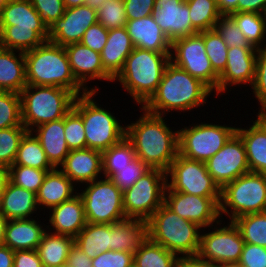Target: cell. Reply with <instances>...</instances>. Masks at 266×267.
Instances as JSON below:
<instances>
[{
    "instance_id": "obj_1",
    "label": "cell",
    "mask_w": 266,
    "mask_h": 267,
    "mask_svg": "<svg viewBox=\"0 0 266 267\" xmlns=\"http://www.w3.org/2000/svg\"><path fill=\"white\" fill-rule=\"evenodd\" d=\"M139 108L143 114L126 126L125 138L132 144L136 157L150 169L167 172L179 153L178 128L172 130L165 116Z\"/></svg>"
},
{
    "instance_id": "obj_2",
    "label": "cell",
    "mask_w": 266,
    "mask_h": 267,
    "mask_svg": "<svg viewBox=\"0 0 266 267\" xmlns=\"http://www.w3.org/2000/svg\"><path fill=\"white\" fill-rule=\"evenodd\" d=\"M211 95H214L213 92L199 79L169 62L157 90L142 108L167 118L172 111L184 113L201 105L204 107Z\"/></svg>"
},
{
    "instance_id": "obj_3",
    "label": "cell",
    "mask_w": 266,
    "mask_h": 267,
    "mask_svg": "<svg viewBox=\"0 0 266 267\" xmlns=\"http://www.w3.org/2000/svg\"><path fill=\"white\" fill-rule=\"evenodd\" d=\"M24 55L27 85L65 88L76 96L88 93L76 80L65 47L46 41Z\"/></svg>"
},
{
    "instance_id": "obj_4",
    "label": "cell",
    "mask_w": 266,
    "mask_h": 267,
    "mask_svg": "<svg viewBox=\"0 0 266 267\" xmlns=\"http://www.w3.org/2000/svg\"><path fill=\"white\" fill-rule=\"evenodd\" d=\"M48 41V27L30 0H11L0 11V46L27 52Z\"/></svg>"
},
{
    "instance_id": "obj_5",
    "label": "cell",
    "mask_w": 266,
    "mask_h": 267,
    "mask_svg": "<svg viewBox=\"0 0 266 267\" xmlns=\"http://www.w3.org/2000/svg\"><path fill=\"white\" fill-rule=\"evenodd\" d=\"M169 62L170 53L134 47L113 82H119L120 87L128 92L137 106H143L157 90Z\"/></svg>"
},
{
    "instance_id": "obj_6",
    "label": "cell",
    "mask_w": 266,
    "mask_h": 267,
    "mask_svg": "<svg viewBox=\"0 0 266 267\" xmlns=\"http://www.w3.org/2000/svg\"><path fill=\"white\" fill-rule=\"evenodd\" d=\"M148 238L180 257L197 256L202 228L164 203L147 220ZM181 255V256H180Z\"/></svg>"
},
{
    "instance_id": "obj_7",
    "label": "cell",
    "mask_w": 266,
    "mask_h": 267,
    "mask_svg": "<svg viewBox=\"0 0 266 267\" xmlns=\"http://www.w3.org/2000/svg\"><path fill=\"white\" fill-rule=\"evenodd\" d=\"M20 96L22 123L28 131L65 117L77 97L65 88L45 85H26Z\"/></svg>"
},
{
    "instance_id": "obj_8",
    "label": "cell",
    "mask_w": 266,
    "mask_h": 267,
    "mask_svg": "<svg viewBox=\"0 0 266 267\" xmlns=\"http://www.w3.org/2000/svg\"><path fill=\"white\" fill-rule=\"evenodd\" d=\"M96 94L98 92L77 96L73 108L82 117L87 148L103 153L125 138L127 124L123 125L115 113L99 106L95 100Z\"/></svg>"
},
{
    "instance_id": "obj_9",
    "label": "cell",
    "mask_w": 266,
    "mask_h": 267,
    "mask_svg": "<svg viewBox=\"0 0 266 267\" xmlns=\"http://www.w3.org/2000/svg\"><path fill=\"white\" fill-rule=\"evenodd\" d=\"M266 212V174L249 172L221 189L219 214L229 221L250 214Z\"/></svg>"
},
{
    "instance_id": "obj_10",
    "label": "cell",
    "mask_w": 266,
    "mask_h": 267,
    "mask_svg": "<svg viewBox=\"0 0 266 267\" xmlns=\"http://www.w3.org/2000/svg\"><path fill=\"white\" fill-rule=\"evenodd\" d=\"M178 129L179 154L192 160L206 162L236 133V125L201 122Z\"/></svg>"
},
{
    "instance_id": "obj_11",
    "label": "cell",
    "mask_w": 266,
    "mask_h": 267,
    "mask_svg": "<svg viewBox=\"0 0 266 267\" xmlns=\"http://www.w3.org/2000/svg\"><path fill=\"white\" fill-rule=\"evenodd\" d=\"M80 195L88 223L113 224L126 219L123 192L107 177L83 184Z\"/></svg>"
},
{
    "instance_id": "obj_12",
    "label": "cell",
    "mask_w": 266,
    "mask_h": 267,
    "mask_svg": "<svg viewBox=\"0 0 266 267\" xmlns=\"http://www.w3.org/2000/svg\"><path fill=\"white\" fill-rule=\"evenodd\" d=\"M167 174L160 169H150L132 187L123 192L126 218L147 221L164 203Z\"/></svg>"
},
{
    "instance_id": "obj_13",
    "label": "cell",
    "mask_w": 266,
    "mask_h": 267,
    "mask_svg": "<svg viewBox=\"0 0 266 267\" xmlns=\"http://www.w3.org/2000/svg\"><path fill=\"white\" fill-rule=\"evenodd\" d=\"M170 62L204 83L217 97L219 75L207 56L203 31L171 42Z\"/></svg>"
},
{
    "instance_id": "obj_14",
    "label": "cell",
    "mask_w": 266,
    "mask_h": 267,
    "mask_svg": "<svg viewBox=\"0 0 266 267\" xmlns=\"http://www.w3.org/2000/svg\"><path fill=\"white\" fill-rule=\"evenodd\" d=\"M166 174L165 191H179L201 197H221V189L208 173L205 162L188 159L178 153Z\"/></svg>"
},
{
    "instance_id": "obj_15",
    "label": "cell",
    "mask_w": 266,
    "mask_h": 267,
    "mask_svg": "<svg viewBox=\"0 0 266 267\" xmlns=\"http://www.w3.org/2000/svg\"><path fill=\"white\" fill-rule=\"evenodd\" d=\"M222 222L221 219L216 224H213L214 229L212 231L209 229L207 232L205 228L202 229L197 256L215 265L221 263H238L245 242L233 221L227 222L228 224L225 226L224 224L226 222L224 221L223 224Z\"/></svg>"
},
{
    "instance_id": "obj_16",
    "label": "cell",
    "mask_w": 266,
    "mask_h": 267,
    "mask_svg": "<svg viewBox=\"0 0 266 267\" xmlns=\"http://www.w3.org/2000/svg\"><path fill=\"white\" fill-rule=\"evenodd\" d=\"M221 197H201L179 191H165L164 204L181 218L190 220L202 229H213L219 222Z\"/></svg>"
},
{
    "instance_id": "obj_17",
    "label": "cell",
    "mask_w": 266,
    "mask_h": 267,
    "mask_svg": "<svg viewBox=\"0 0 266 267\" xmlns=\"http://www.w3.org/2000/svg\"><path fill=\"white\" fill-rule=\"evenodd\" d=\"M205 165L220 189L239 176L249 173L246 149L241 137L235 133Z\"/></svg>"
},
{
    "instance_id": "obj_18",
    "label": "cell",
    "mask_w": 266,
    "mask_h": 267,
    "mask_svg": "<svg viewBox=\"0 0 266 267\" xmlns=\"http://www.w3.org/2000/svg\"><path fill=\"white\" fill-rule=\"evenodd\" d=\"M97 22V10L87 4L66 8L64 15L48 27V41L63 47L80 43L85 31Z\"/></svg>"
},
{
    "instance_id": "obj_19",
    "label": "cell",
    "mask_w": 266,
    "mask_h": 267,
    "mask_svg": "<svg viewBox=\"0 0 266 267\" xmlns=\"http://www.w3.org/2000/svg\"><path fill=\"white\" fill-rule=\"evenodd\" d=\"M257 51L256 48H228L226 68L219 75L217 96H223L224 92L227 94L231 86L251 87L255 77Z\"/></svg>"
},
{
    "instance_id": "obj_20",
    "label": "cell",
    "mask_w": 266,
    "mask_h": 267,
    "mask_svg": "<svg viewBox=\"0 0 266 267\" xmlns=\"http://www.w3.org/2000/svg\"><path fill=\"white\" fill-rule=\"evenodd\" d=\"M68 61L76 80L88 91L98 92L97 87H89L90 81H108L113 79L104 71L101 54L81 43H73L65 46Z\"/></svg>"
},
{
    "instance_id": "obj_21",
    "label": "cell",
    "mask_w": 266,
    "mask_h": 267,
    "mask_svg": "<svg viewBox=\"0 0 266 267\" xmlns=\"http://www.w3.org/2000/svg\"><path fill=\"white\" fill-rule=\"evenodd\" d=\"M154 3V20L171 42L198 33L192 26L186 0H155Z\"/></svg>"
},
{
    "instance_id": "obj_22",
    "label": "cell",
    "mask_w": 266,
    "mask_h": 267,
    "mask_svg": "<svg viewBox=\"0 0 266 267\" xmlns=\"http://www.w3.org/2000/svg\"><path fill=\"white\" fill-rule=\"evenodd\" d=\"M58 168L80 188L103 177L102 152L90 148L70 150Z\"/></svg>"
},
{
    "instance_id": "obj_23",
    "label": "cell",
    "mask_w": 266,
    "mask_h": 267,
    "mask_svg": "<svg viewBox=\"0 0 266 267\" xmlns=\"http://www.w3.org/2000/svg\"><path fill=\"white\" fill-rule=\"evenodd\" d=\"M47 218H49V222L46 223L48 224L46 225L48 231L73 238L87 224L84 205L79 194L51 208Z\"/></svg>"
},
{
    "instance_id": "obj_24",
    "label": "cell",
    "mask_w": 266,
    "mask_h": 267,
    "mask_svg": "<svg viewBox=\"0 0 266 267\" xmlns=\"http://www.w3.org/2000/svg\"><path fill=\"white\" fill-rule=\"evenodd\" d=\"M125 28L134 47L159 53L171 52V41L155 22L153 15L127 20Z\"/></svg>"
},
{
    "instance_id": "obj_25",
    "label": "cell",
    "mask_w": 266,
    "mask_h": 267,
    "mask_svg": "<svg viewBox=\"0 0 266 267\" xmlns=\"http://www.w3.org/2000/svg\"><path fill=\"white\" fill-rule=\"evenodd\" d=\"M36 217L8 220L3 245L8 246L13 251L37 250L47 227L46 224L40 223L39 218L36 220Z\"/></svg>"
},
{
    "instance_id": "obj_26",
    "label": "cell",
    "mask_w": 266,
    "mask_h": 267,
    "mask_svg": "<svg viewBox=\"0 0 266 267\" xmlns=\"http://www.w3.org/2000/svg\"><path fill=\"white\" fill-rule=\"evenodd\" d=\"M76 187L59 168L48 171L36 194L39 211L44 209L48 213L51 208L70 200L78 194Z\"/></svg>"
},
{
    "instance_id": "obj_27",
    "label": "cell",
    "mask_w": 266,
    "mask_h": 267,
    "mask_svg": "<svg viewBox=\"0 0 266 267\" xmlns=\"http://www.w3.org/2000/svg\"><path fill=\"white\" fill-rule=\"evenodd\" d=\"M256 118L249 127L237 126L236 133L245 145L250 172L266 174V123Z\"/></svg>"
},
{
    "instance_id": "obj_28",
    "label": "cell",
    "mask_w": 266,
    "mask_h": 267,
    "mask_svg": "<svg viewBox=\"0 0 266 267\" xmlns=\"http://www.w3.org/2000/svg\"><path fill=\"white\" fill-rule=\"evenodd\" d=\"M134 45L125 27L109 30L107 42L103 47L101 62L104 71L114 80L124 67Z\"/></svg>"
},
{
    "instance_id": "obj_29",
    "label": "cell",
    "mask_w": 266,
    "mask_h": 267,
    "mask_svg": "<svg viewBox=\"0 0 266 267\" xmlns=\"http://www.w3.org/2000/svg\"><path fill=\"white\" fill-rule=\"evenodd\" d=\"M38 139L50 163L58 168L69 154L62 119L41 124L31 130Z\"/></svg>"
},
{
    "instance_id": "obj_30",
    "label": "cell",
    "mask_w": 266,
    "mask_h": 267,
    "mask_svg": "<svg viewBox=\"0 0 266 267\" xmlns=\"http://www.w3.org/2000/svg\"><path fill=\"white\" fill-rule=\"evenodd\" d=\"M37 210L36 194L9 181L0 198V213L7 220L28 219L33 214L39 215Z\"/></svg>"
},
{
    "instance_id": "obj_31",
    "label": "cell",
    "mask_w": 266,
    "mask_h": 267,
    "mask_svg": "<svg viewBox=\"0 0 266 267\" xmlns=\"http://www.w3.org/2000/svg\"><path fill=\"white\" fill-rule=\"evenodd\" d=\"M148 239L145 220L126 218L111 224V250L135 253Z\"/></svg>"
},
{
    "instance_id": "obj_32",
    "label": "cell",
    "mask_w": 266,
    "mask_h": 267,
    "mask_svg": "<svg viewBox=\"0 0 266 267\" xmlns=\"http://www.w3.org/2000/svg\"><path fill=\"white\" fill-rule=\"evenodd\" d=\"M26 85L24 52L0 46V87L6 92L20 93Z\"/></svg>"
},
{
    "instance_id": "obj_33",
    "label": "cell",
    "mask_w": 266,
    "mask_h": 267,
    "mask_svg": "<svg viewBox=\"0 0 266 267\" xmlns=\"http://www.w3.org/2000/svg\"><path fill=\"white\" fill-rule=\"evenodd\" d=\"M74 243L91 259L111 250V224L88 223L74 238Z\"/></svg>"
},
{
    "instance_id": "obj_34",
    "label": "cell",
    "mask_w": 266,
    "mask_h": 267,
    "mask_svg": "<svg viewBox=\"0 0 266 267\" xmlns=\"http://www.w3.org/2000/svg\"><path fill=\"white\" fill-rule=\"evenodd\" d=\"M73 244V237L46 230L37 247V252L43 267L65 265L67 263L68 253Z\"/></svg>"
},
{
    "instance_id": "obj_35",
    "label": "cell",
    "mask_w": 266,
    "mask_h": 267,
    "mask_svg": "<svg viewBox=\"0 0 266 267\" xmlns=\"http://www.w3.org/2000/svg\"><path fill=\"white\" fill-rule=\"evenodd\" d=\"M229 16L256 49L266 48V14L256 12H233Z\"/></svg>"
},
{
    "instance_id": "obj_36",
    "label": "cell",
    "mask_w": 266,
    "mask_h": 267,
    "mask_svg": "<svg viewBox=\"0 0 266 267\" xmlns=\"http://www.w3.org/2000/svg\"><path fill=\"white\" fill-rule=\"evenodd\" d=\"M13 165L29 166L40 170H52L55 168L31 131H27L22 137Z\"/></svg>"
},
{
    "instance_id": "obj_37",
    "label": "cell",
    "mask_w": 266,
    "mask_h": 267,
    "mask_svg": "<svg viewBox=\"0 0 266 267\" xmlns=\"http://www.w3.org/2000/svg\"><path fill=\"white\" fill-rule=\"evenodd\" d=\"M133 261L139 267H177L179 257L148 238L134 253Z\"/></svg>"
},
{
    "instance_id": "obj_38",
    "label": "cell",
    "mask_w": 266,
    "mask_h": 267,
    "mask_svg": "<svg viewBox=\"0 0 266 267\" xmlns=\"http://www.w3.org/2000/svg\"><path fill=\"white\" fill-rule=\"evenodd\" d=\"M193 28L199 33L214 29L222 14L218 10L217 0H186Z\"/></svg>"
},
{
    "instance_id": "obj_39",
    "label": "cell",
    "mask_w": 266,
    "mask_h": 267,
    "mask_svg": "<svg viewBox=\"0 0 266 267\" xmlns=\"http://www.w3.org/2000/svg\"><path fill=\"white\" fill-rule=\"evenodd\" d=\"M233 222L245 243L266 247V212L242 215Z\"/></svg>"
},
{
    "instance_id": "obj_40",
    "label": "cell",
    "mask_w": 266,
    "mask_h": 267,
    "mask_svg": "<svg viewBox=\"0 0 266 267\" xmlns=\"http://www.w3.org/2000/svg\"><path fill=\"white\" fill-rule=\"evenodd\" d=\"M136 158L132 144L124 138L102 153L103 176L111 178L119 169L129 165Z\"/></svg>"
},
{
    "instance_id": "obj_41",
    "label": "cell",
    "mask_w": 266,
    "mask_h": 267,
    "mask_svg": "<svg viewBox=\"0 0 266 267\" xmlns=\"http://www.w3.org/2000/svg\"><path fill=\"white\" fill-rule=\"evenodd\" d=\"M9 181L16 186L38 193L45 175L50 170H40L29 166L11 165L8 167Z\"/></svg>"
},
{
    "instance_id": "obj_42",
    "label": "cell",
    "mask_w": 266,
    "mask_h": 267,
    "mask_svg": "<svg viewBox=\"0 0 266 267\" xmlns=\"http://www.w3.org/2000/svg\"><path fill=\"white\" fill-rule=\"evenodd\" d=\"M28 130L25 126H15L0 129V165L10 167L13 165L20 141Z\"/></svg>"
},
{
    "instance_id": "obj_43",
    "label": "cell",
    "mask_w": 266,
    "mask_h": 267,
    "mask_svg": "<svg viewBox=\"0 0 266 267\" xmlns=\"http://www.w3.org/2000/svg\"><path fill=\"white\" fill-rule=\"evenodd\" d=\"M203 39L212 68L220 75L226 68L228 47L215 29L203 31Z\"/></svg>"
},
{
    "instance_id": "obj_44",
    "label": "cell",
    "mask_w": 266,
    "mask_h": 267,
    "mask_svg": "<svg viewBox=\"0 0 266 267\" xmlns=\"http://www.w3.org/2000/svg\"><path fill=\"white\" fill-rule=\"evenodd\" d=\"M24 126L20 93L5 92L0 96V129Z\"/></svg>"
},
{
    "instance_id": "obj_45",
    "label": "cell",
    "mask_w": 266,
    "mask_h": 267,
    "mask_svg": "<svg viewBox=\"0 0 266 267\" xmlns=\"http://www.w3.org/2000/svg\"><path fill=\"white\" fill-rule=\"evenodd\" d=\"M127 20L124 0H106L97 10L98 23L108 30L125 27Z\"/></svg>"
},
{
    "instance_id": "obj_46",
    "label": "cell",
    "mask_w": 266,
    "mask_h": 267,
    "mask_svg": "<svg viewBox=\"0 0 266 267\" xmlns=\"http://www.w3.org/2000/svg\"><path fill=\"white\" fill-rule=\"evenodd\" d=\"M64 133L69 150L87 148L83 120L74 108L64 117Z\"/></svg>"
},
{
    "instance_id": "obj_47",
    "label": "cell",
    "mask_w": 266,
    "mask_h": 267,
    "mask_svg": "<svg viewBox=\"0 0 266 267\" xmlns=\"http://www.w3.org/2000/svg\"><path fill=\"white\" fill-rule=\"evenodd\" d=\"M214 29L219 33L228 48L242 47L254 48L245 39L244 34L236 26L234 20L229 15H222L215 23Z\"/></svg>"
},
{
    "instance_id": "obj_48",
    "label": "cell",
    "mask_w": 266,
    "mask_h": 267,
    "mask_svg": "<svg viewBox=\"0 0 266 267\" xmlns=\"http://www.w3.org/2000/svg\"><path fill=\"white\" fill-rule=\"evenodd\" d=\"M149 170L150 168L136 157L129 165L119 169V172L115 173L110 179L124 192Z\"/></svg>"
},
{
    "instance_id": "obj_49",
    "label": "cell",
    "mask_w": 266,
    "mask_h": 267,
    "mask_svg": "<svg viewBox=\"0 0 266 267\" xmlns=\"http://www.w3.org/2000/svg\"><path fill=\"white\" fill-rule=\"evenodd\" d=\"M251 89V94H254L260 108L266 102V48L257 51L255 77Z\"/></svg>"
},
{
    "instance_id": "obj_50",
    "label": "cell",
    "mask_w": 266,
    "mask_h": 267,
    "mask_svg": "<svg viewBox=\"0 0 266 267\" xmlns=\"http://www.w3.org/2000/svg\"><path fill=\"white\" fill-rule=\"evenodd\" d=\"M30 2L47 27L61 18L66 9L63 0H30Z\"/></svg>"
},
{
    "instance_id": "obj_51",
    "label": "cell",
    "mask_w": 266,
    "mask_h": 267,
    "mask_svg": "<svg viewBox=\"0 0 266 267\" xmlns=\"http://www.w3.org/2000/svg\"><path fill=\"white\" fill-rule=\"evenodd\" d=\"M133 258V253L110 250L92 259V267H128Z\"/></svg>"
},
{
    "instance_id": "obj_52",
    "label": "cell",
    "mask_w": 266,
    "mask_h": 267,
    "mask_svg": "<svg viewBox=\"0 0 266 267\" xmlns=\"http://www.w3.org/2000/svg\"><path fill=\"white\" fill-rule=\"evenodd\" d=\"M108 34L109 30L97 22L85 31L80 43L101 53L107 42Z\"/></svg>"
},
{
    "instance_id": "obj_53",
    "label": "cell",
    "mask_w": 266,
    "mask_h": 267,
    "mask_svg": "<svg viewBox=\"0 0 266 267\" xmlns=\"http://www.w3.org/2000/svg\"><path fill=\"white\" fill-rule=\"evenodd\" d=\"M238 263L242 267H266V247L245 243Z\"/></svg>"
},
{
    "instance_id": "obj_54",
    "label": "cell",
    "mask_w": 266,
    "mask_h": 267,
    "mask_svg": "<svg viewBox=\"0 0 266 267\" xmlns=\"http://www.w3.org/2000/svg\"><path fill=\"white\" fill-rule=\"evenodd\" d=\"M155 0H124L128 20L140 19L153 15Z\"/></svg>"
},
{
    "instance_id": "obj_55",
    "label": "cell",
    "mask_w": 266,
    "mask_h": 267,
    "mask_svg": "<svg viewBox=\"0 0 266 267\" xmlns=\"http://www.w3.org/2000/svg\"><path fill=\"white\" fill-rule=\"evenodd\" d=\"M13 267H43V264L37 250H16Z\"/></svg>"
},
{
    "instance_id": "obj_56",
    "label": "cell",
    "mask_w": 266,
    "mask_h": 267,
    "mask_svg": "<svg viewBox=\"0 0 266 267\" xmlns=\"http://www.w3.org/2000/svg\"><path fill=\"white\" fill-rule=\"evenodd\" d=\"M69 267H92V259L89 258L75 243L71 246L67 257Z\"/></svg>"
},
{
    "instance_id": "obj_57",
    "label": "cell",
    "mask_w": 266,
    "mask_h": 267,
    "mask_svg": "<svg viewBox=\"0 0 266 267\" xmlns=\"http://www.w3.org/2000/svg\"><path fill=\"white\" fill-rule=\"evenodd\" d=\"M237 12L266 14V0H238Z\"/></svg>"
},
{
    "instance_id": "obj_58",
    "label": "cell",
    "mask_w": 266,
    "mask_h": 267,
    "mask_svg": "<svg viewBox=\"0 0 266 267\" xmlns=\"http://www.w3.org/2000/svg\"><path fill=\"white\" fill-rule=\"evenodd\" d=\"M177 267H215V264L200 259L198 256H188L180 257Z\"/></svg>"
},
{
    "instance_id": "obj_59",
    "label": "cell",
    "mask_w": 266,
    "mask_h": 267,
    "mask_svg": "<svg viewBox=\"0 0 266 267\" xmlns=\"http://www.w3.org/2000/svg\"><path fill=\"white\" fill-rule=\"evenodd\" d=\"M14 251L6 245H0V267H13Z\"/></svg>"
},
{
    "instance_id": "obj_60",
    "label": "cell",
    "mask_w": 266,
    "mask_h": 267,
    "mask_svg": "<svg viewBox=\"0 0 266 267\" xmlns=\"http://www.w3.org/2000/svg\"><path fill=\"white\" fill-rule=\"evenodd\" d=\"M238 0H217L218 10L222 15L237 12Z\"/></svg>"
},
{
    "instance_id": "obj_61",
    "label": "cell",
    "mask_w": 266,
    "mask_h": 267,
    "mask_svg": "<svg viewBox=\"0 0 266 267\" xmlns=\"http://www.w3.org/2000/svg\"><path fill=\"white\" fill-rule=\"evenodd\" d=\"M8 182H9L8 167L0 165V198L2 197L4 193Z\"/></svg>"
},
{
    "instance_id": "obj_62",
    "label": "cell",
    "mask_w": 266,
    "mask_h": 267,
    "mask_svg": "<svg viewBox=\"0 0 266 267\" xmlns=\"http://www.w3.org/2000/svg\"><path fill=\"white\" fill-rule=\"evenodd\" d=\"M8 220L0 213V245H3Z\"/></svg>"
},
{
    "instance_id": "obj_63",
    "label": "cell",
    "mask_w": 266,
    "mask_h": 267,
    "mask_svg": "<svg viewBox=\"0 0 266 267\" xmlns=\"http://www.w3.org/2000/svg\"><path fill=\"white\" fill-rule=\"evenodd\" d=\"M87 0H63L65 8L78 7L86 4Z\"/></svg>"
},
{
    "instance_id": "obj_64",
    "label": "cell",
    "mask_w": 266,
    "mask_h": 267,
    "mask_svg": "<svg viewBox=\"0 0 266 267\" xmlns=\"http://www.w3.org/2000/svg\"><path fill=\"white\" fill-rule=\"evenodd\" d=\"M258 109L259 110L256 117L266 123V102Z\"/></svg>"
},
{
    "instance_id": "obj_65",
    "label": "cell",
    "mask_w": 266,
    "mask_h": 267,
    "mask_svg": "<svg viewBox=\"0 0 266 267\" xmlns=\"http://www.w3.org/2000/svg\"><path fill=\"white\" fill-rule=\"evenodd\" d=\"M104 1L106 0H87L86 4L89 5L92 9L98 10Z\"/></svg>"
},
{
    "instance_id": "obj_66",
    "label": "cell",
    "mask_w": 266,
    "mask_h": 267,
    "mask_svg": "<svg viewBox=\"0 0 266 267\" xmlns=\"http://www.w3.org/2000/svg\"><path fill=\"white\" fill-rule=\"evenodd\" d=\"M215 267H242L239 263H221L215 265Z\"/></svg>"
},
{
    "instance_id": "obj_67",
    "label": "cell",
    "mask_w": 266,
    "mask_h": 267,
    "mask_svg": "<svg viewBox=\"0 0 266 267\" xmlns=\"http://www.w3.org/2000/svg\"><path fill=\"white\" fill-rule=\"evenodd\" d=\"M11 0H0V11L1 9L8 3L10 2Z\"/></svg>"
},
{
    "instance_id": "obj_68",
    "label": "cell",
    "mask_w": 266,
    "mask_h": 267,
    "mask_svg": "<svg viewBox=\"0 0 266 267\" xmlns=\"http://www.w3.org/2000/svg\"><path fill=\"white\" fill-rule=\"evenodd\" d=\"M128 267H139L134 261Z\"/></svg>"
},
{
    "instance_id": "obj_69",
    "label": "cell",
    "mask_w": 266,
    "mask_h": 267,
    "mask_svg": "<svg viewBox=\"0 0 266 267\" xmlns=\"http://www.w3.org/2000/svg\"><path fill=\"white\" fill-rule=\"evenodd\" d=\"M6 91L3 89V88H1L0 87V96L3 94V93H5Z\"/></svg>"
},
{
    "instance_id": "obj_70",
    "label": "cell",
    "mask_w": 266,
    "mask_h": 267,
    "mask_svg": "<svg viewBox=\"0 0 266 267\" xmlns=\"http://www.w3.org/2000/svg\"><path fill=\"white\" fill-rule=\"evenodd\" d=\"M56 267H69L67 264L62 265V266H56Z\"/></svg>"
}]
</instances>
